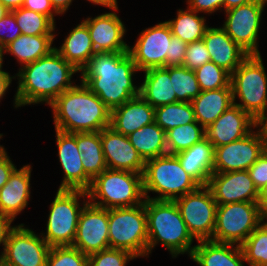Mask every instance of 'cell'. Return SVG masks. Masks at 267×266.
<instances>
[{"label": "cell", "mask_w": 267, "mask_h": 266, "mask_svg": "<svg viewBox=\"0 0 267 266\" xmlns=\"http://www.w3.org/2000/svg\"><path fill=\"white\" fill-rule=\"evenodd\" d=\"M86 192L89 203L106 209L132 207L145 201L143 175L126 170L107 168L92 180Z\"/></svg>", "instance_id": "5"}, {"label": "cell", "mask_w": 267, "mask_h": 266, "mask_svg": "<svg viewBox=\"0 0 267 266\" xmlns=\"http://www.w3.org/2000/svg\"><path fill=\"white\" fill-rule=\"evenodd\" d=\"M250 178L256 189L259 191L267 184V149L261 156L248 168Z\"/></svg>", "instance_id": "44"}, {"label": "cell", "mask_w": 267, "mask_h": 266, "mask_svg": "<svg viewBox=\"0 0 267 266\" xmlns=\"http://www.w3.org/2000/svg\"><path fill=\"white\" fill-rule=\"evenodd\" d=\"M55 50L78 71H81L95 54L89 30L83 22L74 27L64 39V43L59 48L55 47Z\"/></svg>", "instance_id": "29"}, {"label": "cell", "mask_w": 267, "mask_h": 266, "mask_svg": "<svg viewBox=\"0 0 267 266\" xmlns=\"http://www.w3.org/2000/svg\"><path fill=\"white\" fill-rule=\"evenodd\" d=\"M2 136H3V134H0V139H2L1 138ZM6 153L7 152H6L5 148L2 145H0V156H3Z\"/></svg>", "instance_id": "59"}, {"label": "cell", "mask_w": 267, "mask_h": 266, "mask_svg": "<svg viewBox=\"0 0 267 266\" xmlns=\"http://www.w3.org/2000/svg\"><path fill=\"white\" fill-rule=\"evenodd\" d=\"M217 205L238 202H257L258 190L249 172H213L207 184Z\"/></svg>", "instance_id": "18"}, {"label": "cell", "mask_w": 267, "mask_h": 266, "mask_svg": "<svg viewBox=\"0 0 267 266\" xmlns=\"http://www.w3.org/2000/svg\"><path fill=\"white\" fill-rule=\"evenodd\" d=\"M112 12L86 18L82 22L87 26L95 53L128 52L129 45L123 40L126 28L121 18L115 13L118 4L107 7Z\"/></svg>", "instance_id": "17"}, {"label": "cell", "mask_w": 267, "mask_h": 266, "mask_svg": "<svg viewBox=\"0 0 267 266\" xmlns=\"http://www.w3.org/2000/svg\"><path fill=\"white\" fill-rule=\"evenodd\" d=\"M155 108L140 95L111 110L110 127L117 133L130 135L155 122Z\"/></svg>", "instance_id": "24"}, {"label": "cell", "mask_w": 267, "mask_h": 266, "mask_svg": "<svg viewBox=\"0 0 267 266\" xmlns=\"http://www.w3.org/2000/svg\"><path fill=\"white\" fill-rule=\"evenodd\" d=\"M262 219L257 202L217 205L212 241L241 245Z\"/></svg>", "instance_id": "10"}, {"label": "cell", "mask_w": 267, "mask_h": 266, "mask_svg": "<svg viewBox=\"0 0 267 266\" xmlns=\"http://www.w3.org/2000/svg\"><path fill=\"white\" fill-rule=\"evenodd\" d=\"M261 55H249L231 74L234 105L255 121L267 112V75ZM238 97V98H237ZM240 99V102H235Z\"/></svg>", "instance_id": "7"}, {"label": "cell", "mask_w": 267, "mask_h": 266, "mask_svg": "<svg viewBox=\"0 0 267 266\" xmlns=\"http://www.w3.org/2000/svg\"><path fill=\"white\" fill-rule=\"evenodd\" d=\"M155 122L166 132L176 126L195 122L190 102H175L155 108Z\"/></svg>", "instance_id": "35"}, {"label": "cell", "mask_w": 267, "mask_h": 266, "mask_svg": "<svg viewBox=\"0 0 267 266\" xmlns=\"http://www.w3.org/2000/svg\"><path fill=\"white\" fill-rule=\"evenodd\" d=\"M22 7L46 15L54 23H56L54 16L59 15L51 5L50 0H25Z\"/></svg>", "instance_id": "47"}, {"label": "cell", "mask_w": 267, "mask_h": 266, "mask_svg": "<svg viewBox=\"0 0 267 266\" xmlns=\"http://www.w3.org/2000/svg\"><path fill=\"white\" fill-rule=\"evenodd\" d=\"M255 125L256 121L247 112L232 105L205 129V134L216 148L245 137Z\"/></svg>", "instance_id": "21"}, {"label": "cell", "mask_w": 267, "mask_h": 266, "mask_svg": "<svg viewBox=\"0 0 267 266\" xmlns=\"http://www.w3.org/2000/svg\"><path fill=\"white\" fill-rule=\"evenodd\" d=\"M128 138L144 161L168 153L165 131L156 122L137 129Z\"/></svg>", "instance_id": "32"}, {"label": "cell", "mask_w": 267, "mask_h": 266, "mask_svg": "<svg viewBox=\"0 0 267 266\" xmlns=\"http://www.w3.org/2000/svg\"><path fill=\"white\" fill-rule=\"evenodd\" d=\"M21 34V29L16 22L14 14L12 12H8L0 20V47L4 48Z\"/></svg>", "instance_id": "43"}, {"label": "cell", "mask_w": 267, "mask_h": 266, "mask_svg": "<svg viewBox=\"0 0 267 266\" xmlns=\"http://www.w3.org/2000/svg\"><path fill=\"white\" fill-rule=\"evenodd\" d=\"M110 248L129 251L137 258L147 257V215L144 203L108 209Z\"/></svg>", "instance_id": "8"}, {"label": "cell", "mask_w": 267, "mask_h": 266, "mask_svg": "<svg viewBox=\"0 0 267 266\" xmlns=\"http://www.w3.org/2000/svg\"><path fill=\"white\" fill-rule=\"evenodd\" d=\"M135 258L129 251L107 248L88 255V266H126Z\"/></svg>", "instance_id": "41"}, {"label": "cell", "mask_w": 267, "mask_h": 266, "mask_svg": "<svg viewBox=\"0 0 267 266\" xmlns=\"http://www.w3.org/2000/svg\"><path fill=\"white\" fill-rule=\"evenodd\" d=\"M101 142L108 169L143 174L145 161L130 143L128 136L107 127L101 130Z\"/></svg>", "instance_id": "20"}, {"label": "cell", "mask_w": 267, "mask_h": 266, "mask_svg": "<svg viewBox=\"0 0 267 266\" xmlns=\"http://www.w3.org/2000/svg\"><path fill=\"white\" fill-rule=\"evenodd\" d=\"M31 166L17 167L10 174L8 182L0 189V214L13 221L28 205L30 199Z\"/></svg>", "instance_id": "23"}, {"label": "cell", "mask_w": 267, "mask_h": 266, "mask_svg": "<svg viewBox=\"0 0 267 266\" xmlns=\"http://www.w3.org/2000/svg\"><path fill=\"white\" fill-rule=\"evenodd\" d=\"M13 220L7 216L0 214V245L2 244L3 251L7 242L10 231L15 227L11 226Z\"/></svg>", "instance_id": "49"}, {"label": "cell", "mask_w": 267, "mask_h": 266, "mask_svg": "<svg viewBox=\"0 0 267 266\" xmlns=\"http://www.w3.org/2000/svg\"><path fill=\"white\" fill-rule=\"evenodd\" d=\"M1 266H9L1 261Z\"/></svg>", "instance_id": "60"}, {"label": "cell", "mask_w": 267, "mask_h": 266, "mask_svg": "<svg viewBox=\"0 0 267 266\" xmlns=\"http://www.w3.org/2000/svg\"><path fill=\"white\" fill-rule=\"evenodd\" d=\"M255 128H258V131L261 135L262 140L265 143L267 149V114H262L257 120Z\"/></svg>", "instance_id": "51"}, {"label": "cell", "mask_w": 267, "mask_h": 266, "mask_svg": "<svg viewBox=\"0 0 267 266\" xmlns=\"http://www.w3.org/2000/svg\"><path fill=\"white\" fill-rule=\"evenodd\" d=\"M87 192L82 190L58 189L50 205L46 233H40L50 246H72L80 213L88 203ZM83 199L82 207L79 205Z\"/></svg>", "instance_id": "9"}, {"label": "cell", "mask_w": 267, "mask_h": 266, "mask_svg": "<svg viewBox=\"0 0 267 266\" xmlns=\"http://www.w3.org/2000/svg\"><path fill=\"white\" fill-rule=\"evenodd\" d=\"M80 72L55 49L47 56L19 69L15 108L43 103L50 105L64 91L74 86L72 76Z\"/></svg>", "instance_id": "2"}, {"label": "cell", "mask_w": 267, "mask_h": 266, "mask_svg": "<svg viewBox=\"0 0 267 266\" xmlns=\"http://www.w3.org/2000/svg\"><path fill=\"white\" fill-rule=\"evenodd\" d=\"M190 103L196 121L206 129L222 113L234 105L232 88L201 91Z\"/></svg>", "instance_id": "28"}, {"label": "cell", "mask_w": 267, "mask_h": 266, "mask_svg": "<svg viewBox=\"0 0 267 266\" xmlns=\"http://www.w3.org/2000/svg\"><path fill=\"white\" fill-rule=\"evenodd\" d=\"M215 148L205 137L189 149L177 154L182 168L190 174L200 185H207L213 173Z\"/></svg>", "instance_id": "26"}, {"label": "cell", "mask_w": 267, "mask_h": 266, "mask_svg": "<svg viewBox=\"0 0 267 266\" xmlns=\"http://www.w3.org/2000/svg\"><path fill=\"white\" fill-rule=\"evenodd\" d=\"M55 131L59 162L64 173L58 189L87 191L92 180L85 174L81 152L76 144V133Z\"/></svg>", "instance_id": "19"}, {"label": "cell", "mask_w": 267, "mask_h": 266, "mask_svg": "<svg viewBox=\"0 0 267 266\" xmlns=\"http://www.w3.org/2000/svg\"><path fill=\"white\" fill-rule=\"evenodd\" d=\"M253 1H256V0H225L224 9H225V11H227L231 8L238 7V6L244 5V4H248V3H251Z\"/></svg>", "instance_id": "55"}, {"label": "cell", "mask_w": 267, "mask_h": 266, "mask_svg": "<svg viewBox=\"0 0 267 266\" xmlns=\"http://www.w3.org/2000/svg\"><path fill=\"white\" fill-rule=\"evenodd\" d=\"M91 2V4H96V5H102L104 7H111L114 5H117V0H87Z\"/></svg>", "instance_id": "56"}, {"label": "cell", "mask_w": 267, "mask_h": 266, "mask_svg": "<svg viewBox=\"0 0 267 266\" xmlns=\"http://www.w3.org/2000/svg\"><path fill=\"white\" fill-rule=\"evenodd\" d=\"M257 204L263 217H267V184L258 191Z\"/></svg>", "instance_id": "50"}, {"label": "cell", "mask_w": 267, "mask_h": 266, "mask_svg": "<svg viewBox=\"0 0 267 266\" xmlns=\"http://www.w3.org/2000/svg\"><path fill=\"white\" fill-rule=\"evenodd\" d=\"M9 11L0 3V20L8 13Z\"/></svg>", "instance_id": "58"}, {"label": "cell", "mask_w": 267, "mask_h": 266, "mask_svg": "<svg viewBox=\"0 0 267 266\" xmlns=\"http://www.w3.org/2000/svg\"><path fill=\"white\" fill-rule=\"evenodd\" d=\"M190 259L199 266H244L245 258L240 245L212 240L197 241ZM235 246V247H234Z\"/></svg>", "instance_id": "25"}, {"label": "cell", "mask_w": 267, "mask_h": 266, "mask_svg": "<svg viewBox=\"0 0 267 266\" xmlns=\"http://www.w3.org/2000/svg\"><path fill=\"white\" fill-rule=\"evenodd\" d=\"M49 106L55 130L83 133L110 127L111 110L82 81L64 91Z\"/></svg>", "instance_id": "3"}, {"label": "cell", "mask_w": 267, "mask_h": 266, "mask_svg": "<svg viewBox=\"0 0 267 266\" xmlns=\"http://www.w3.org/2000/svg\"><path fill=\"white\" fill-rule=\"evenodd\" d=\"M186 49L187 43L172 35L169 53L166 55V67L182 66L185 59Z\"/></svg>", "instance_id": "45"}, {"label": "cell", "mask_w": 267, "mask_h": 266, "mask_svg": "<svg viewBox=\"0 0 267 266\" xmlns=\"http://www.w3.org/2000/svg\"><path fill=\"white\" fill-rule=\"evenodd\" d=\"M72 1L73 0H50L51 5L59 15L65 14L72 4Z\"/></svg>", "instance_id": "53"}, {"label": "cell", "mask_w": 267, "mask_h": 266, "mask_svg": "<svg viewBox=\"0 0 267 266\" xmlns=\"http://www.w3.org/2000/svg\"><path fill=\"white\" fill-rule=\"evenodd\" d=\"M188 8L205 13H214L221 8L224 10L225 0H187Z\"/></svg>", "instance_id": "46"}, {"label": "cell", "mask_w": 267, "mask_h": 266, "mask_svg": "<svg viewBox=\"0 0 267 266\" xmlns=\"http://www.w3.org/2000/svg\"><path fill=\"white\" fill-rule=\"evenodd\" d=\"M262 222L240 245L250 266H267V217Z\"/></svg>", "instance_id": "36"}, {"label": "cell", "mask_w": 267, "mask_h": 266, "mask_svg": "<svg viewBox=\"0 0 267 266\" xmlns=\"http://www.w3.org/2000/svg\"><path fill=\"white\" fill-rule=\"evenodd\" d=\"M142 175L143 191L147 199L174 201L200 186L182 168L175 154L167 153L145 161ZM150 192L158 193L159 196L150 198V195H148Z\"/></svg>", "instance_id": "6"}, {"label": "cell", "mask_w": 267, "mask_h": 266, "mask_svg": "<svg viewBox=\"0 0 267 266\" xmlns=\"http://www.w3.org/2000/svg\"><path fill=\"white\" fill-rule=\"evenodd\" d=\"M25 0H0V3L9 11L19 9L23 6Z\"/></svg>", "instance_id": "54"}, {"label": "cell", "mask_w": 267, "mask_h": 266, "mask_svg": "<svg viewBox=\"0 0 267 266\" xmlns=\"http://www.w3.org/2000/svg\"><path fill=\"white\" fill-rule=\"evenodd\" d=\"M194 71L201 91L231 88V74L212 61L203 64Z\"/></svg>", "instance_id": "39"}, {"label": "cell", "mask_w": 267, "mask_h": 266, "mask_svg": "<svg viewBox=\"0 0 267 266\" xmlns=\"http://www.w3.org/2000/svg\"><path fill=\"white\" fill-rule=\"evenodd\" d=\"M202 40L210 54L211 61L230 74L249 56L222 27H208Z\"/></svg>", "instance_id": "22"}, {"label": "cell", "mask_w": 267, "mask_h": 266, "mask_svg": "<svg viewBox=\"0 0 267 266\" xmlns=\"http://www.w3.org/2000/svg\"><path fill=\"white\" fill-rule=\"evenodd\" d=\"M171 39L172 32L166 21L142 30L136 43L128 48L139 71L166 67Z\"/></svg>", "instance_id": "14"}, {"label": "cell", "mask_w": 267, "mask_h": 266, "mask_svg": "<svg viewBox=\"0 0 267 266\" xmlns=\"http://www.w3.org/2000/svg\"><path fill=\"white\" fill-rule=\"evenodd\" d=\"M197 14L198 12L188 7L186 11L179 9L176 18L166 21L170 26L172 35L187 44L202 40L209 26L206 24L204 16Z\"/></svg>", "instance_id": "33"}, {"label": "cell", "mask_w": 267, "mask_h": 266, "mask_svg": "<svg viewBox=\"0 0 267 266\" xmlns=\"http://www.w3.org/2000/svg\"><path fill=\"white\" fill-rule=\"evenodd\" d=\"M187 230L197 241L212 240L216 225L217 203L207 185L174 200Z\"/></svg>", "instance_id": "11"}, {"label": "cell", "mask_w": 267, "mask_h": 266, "mask_svg": "<svg viewBox=\"0 0 267 266\" xmlns=\"http://www.w3.org/2000/svg\"><path fill=\"white\" fill-rule=\"evenodd\" d=\"M266 150L259 131H251L245 137L215 148L213 172L244 171Z\"/></svg>", "instance_id": "15"}, {"label": "cell", "mask_w": 267, "mask_h": 266, "mask_svg": "<svg viewBox=\"0 0 267 266\" xmlns=\"http://www.w3.org/2000/svg\"><path fill=\"white\" fill-rule=\"evenodd\" d=\"M266 3L265 0H256L224 11L227 18L221 27L249 55H260L258 37Z\"/></svg>", "instance_id": "12"}, {"label": "cell", "mask_w": 267, "mask_h": 266, "mask_svg": "<svg viewBox=\"0 0 267 266\" xmlns=\"http://www.w3.org/2000/svg\"><path fill=\"white\" fill-rule=\"evenodd\" d=\"M76 144L81 152L85 174L91 180L107 169L102 149L101 131L76 133Z\"/></svg>", "instance_id": "31"}, {"label": "cell", "mask_w": 267, "mask_h": 266, "mask_svg": "<svg viewBox=\"0 0 267 266\" xmlns=\"http://www.w3.org/2000/svg\"><path fill=\"white\" fill-rule=\"evenodd\" d=\"M15 168L16 166L7 153L0 156V189L8 182L9 176Z\"/></svg>", "instance_id": "48"}, {"label": "cell", "mask_w": 267, "mask_h": 266, "mask_svg": "<svg viewBox=\"0 0 267 266\" xmlns=\"http://www.w3.org/2000/svg\"><path fill=\"white\" fill-rule=\"evenodd\" d=\"M210 61L211 57L203 40L187 44L185 59L182 66L190 70H196Z\"/></svg>", "instance_id": "42"}, {"label": "cell", "mask_w": 267, "mask_h": 266, "mask_svg": "<svg viewBox=\"0 0 267 266\" xmlns=\"http://www.w3.org/2000/svg\"><path fill=\"white\" fill-rule=\"evenodd\" d=\"M4 55V48L3 47H0V73H8V72H6V71H3L2 70V65H3V56Z\"/></svg>", "instance_id": "57"}, {"label": "cell", "mask_w": 267, "mask_h": 266, "mask_svg": "<svg viewBox=\"0 0 267 266\" xmlns=\"http://www.w3.org/2000/svg\"><path fill=\"white\" fill-rule=\"evenodd\" d=\"M46 266H88V255L73 246L50 248Z\"/></svg>", "instance_id": "40"}, {"label": "cell", "mask_w": 267, "mask_h": 266, "mask_svg": "<svg viewBox=\"0 0 267 266\" xmlns=\"http://www.w3.org/2000/svg\"><path fill=\"white\" fill-rule=\"evenodd\" d=\"M108 227V209L88 202L80 213L72 246L86 255L110 248Z\"/></svg>", "instance_id": "16"}, {"label": "cell", "mask_w": 267, "mask_h": 266, "mask_svg": "<svg viewBox=\"0 0 267 266\" xmlns=\"http://www.w3.org/2000/svg\"><path fill=\"white\" fill-rule=\"evenodd\" d=\"M55 35H19L4 47V53H9L17 58L20 67L35 62L49 55L55 47H52Z\"/></svg>", "instance_id": "30"}, {"label": "cell", "mask_w": 267, "mask_h": 266, "mask_svg": "<svg viewBox=\"0 0 267 266\" xmlns=\"http://www.w3.org/2000/svg\"><path fill=\"white\" fill-rule=\"evenodd\" d=\"M22 34L54 35L55 23L46 15L21 7L11 11Z\"/></svg>", "instance_id": "38"}, {"label": "cell", "mask_w": 267, "mask_h": 266, "mask_svg": "<svg viewBox=\"0 0 267 266\" xmlns=\"http://www.w3.org/2000/svg\"><path fill=\"white\" fill-rule=\"evenodd\" d=\"M170 79L178 102H191L201 93L194 70L184 66H170Z\"/></svg>", "instance_id": "37"}, {"label": "cell", "mask_w": 267, "mask_h": 266, "mask_svg": "<svg viewBox=\"0 0 267 266\" xmlns=\"http://www.w3.org/2000/svg\"><path fill=\"white\" fill-rule=\"evenodd\" d=\"M128 52L95 53L80 71L81 80L91 92L113 110L139 96V85L133 83L138 72Z\"/></svg>", "instance_id": "1"}, {"label": "cell", "mask_w": 267, "mask_h": 266, "mask_svg": "<svg viewBox=\"0 0 267 266\" xmlns=\"http://www.w3.org/2000/svg\"><path fill=\"white\" fill-rule=\"evenodd\" d=\"M50 248L41 235L19 224L10 231L0 257L9 266H46Z\"/></svg>", "instance_id": "13"}, {"label": "cell", "mask_w": 267, "mask_h": 266, "mask_svg": "<svg viewBox=\"0 0 267 266\" xmlns=\"http://www.w3.org/2000/svg\"><path fill=\"white\" fill-rule=\"evenodd\" d=\"M165 136L168 154H177L204 139L206 134L205 128L195 121L176 126L166 131Z\"/></svg>", "instance_id": "34"}, {"label": "cell", "mask_w": 267, "mask_h": 266, "mask_svg": "<svg viewBox=\"0 0 267 266\" xmlns=\"http://www.w3.org/2000/svg\"><path fill=\"white\" fill-rule=\"evenodd\" d=\"M144 72L139 95L153 108L178 102L170 79V66L151 68Z\"/></svg>", "instance_id": "27"}, {"label": "cell", "mask_w": 267, "mask_h": 266, "mask_svg": "<svg viewBox=\"0 0 267 266\" xmlns=\"http://www.w3.org/2000/svg\"><path fill=\"white\" fill-rule=\"evenodd\" d=\"M12 79H16V77H11L9 73H0V100L5 96Z\"/></svg>", "instance_id": "52"}, {"label": "cell", "mask_w": 267, "mask_h": 266, "mask_svg": "<svg viewBox=\"0 0 267 266\" xmlns=\"http://www.w3.org/2000/svg\"><path fill=\"white\" fill-rule=\"evenodd\" d=\"M147 215V257L160 242L172 255L192 254L194 238L189 233L175 201L145 198ZM192 246V247H191Z\"/></svg>", "instance_id": "4"}]
</instances>
